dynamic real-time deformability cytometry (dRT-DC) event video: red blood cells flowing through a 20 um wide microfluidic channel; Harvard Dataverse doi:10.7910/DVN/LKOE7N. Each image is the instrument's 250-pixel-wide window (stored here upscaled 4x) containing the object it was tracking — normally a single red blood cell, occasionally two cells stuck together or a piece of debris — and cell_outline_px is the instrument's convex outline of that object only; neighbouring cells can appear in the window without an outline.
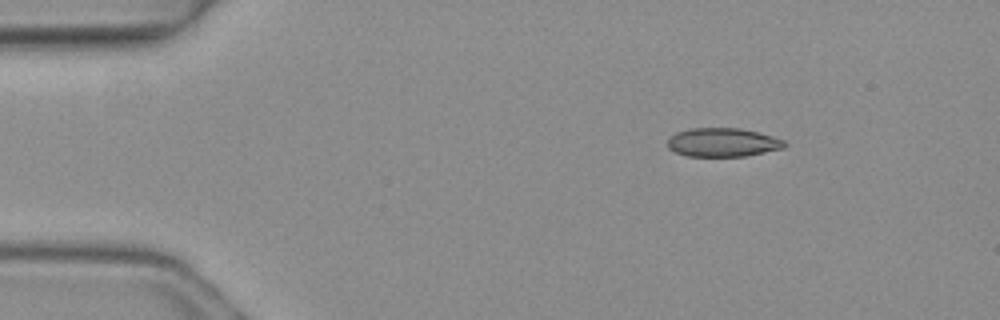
{"species": "common noctule bat (a hibernating species)", "species_latin": "Nyctalus noctula", "temperature_condition": "warm", "stored_images_in_passage": 3, "camera_frame_rate_fps": 3000, "um_per_image_px": 0.085, "animal": {"sex": "female", "body_mass_g": 19.3, "forearm_length_mm": 54.1}, "frame": {"image": 1, "passage_image": 1, "time_ms": 0.0, "image_size_px": [1000, 320], "cell_outline_px": [[788, 144], [784, 148], [744, 156], [688, 156], [676, 152], [668, 148], [668, 140], [676, 132], [688, 128], [740, 128], [760, 132], [784, 140]], "centroid_in_image_um": [61.45, 12.09], "position_along_channel_um": 23.5, "area_um2": 19.59}}